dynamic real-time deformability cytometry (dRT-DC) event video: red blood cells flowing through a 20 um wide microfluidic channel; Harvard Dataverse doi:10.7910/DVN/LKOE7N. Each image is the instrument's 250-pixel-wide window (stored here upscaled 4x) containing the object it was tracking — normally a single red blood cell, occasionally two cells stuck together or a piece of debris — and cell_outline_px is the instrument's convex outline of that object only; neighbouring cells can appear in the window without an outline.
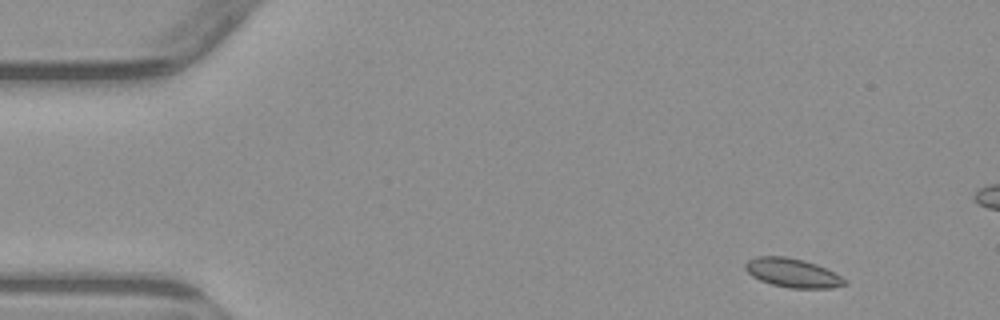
{"species": "common noctule bat (a hibernating species)", "species_latin": "Nyctalus noctula", "temperature_condition": "warm", "stored_images_in_passage": 4, "segment_of_instrument_passage": [1, 2], "camera_frame_rate_fps": 3000, "um_per_image_px": 0.085, "animal": {"sex": "male", "body_mass_g": 23.1, "forearm_length_mm": 52.7}, "frame": {"image": 1, "passage_image": 1, "time_ms": 0.0, "image_size_px": [1000, 320], "cell_outline_px": [[848, 284], [832, 288], [788, 288], [772, 284], [760, 280], [752, 276], [744, 268], [744, 264], [748, 260], [756, 256], [784, 256], [804, 260], [816, 264], [848, 280]], "centroid_in_image_um": [67.36, 23.2], "position_along_channel_um": 17.6, "area_um2": 16.76}}